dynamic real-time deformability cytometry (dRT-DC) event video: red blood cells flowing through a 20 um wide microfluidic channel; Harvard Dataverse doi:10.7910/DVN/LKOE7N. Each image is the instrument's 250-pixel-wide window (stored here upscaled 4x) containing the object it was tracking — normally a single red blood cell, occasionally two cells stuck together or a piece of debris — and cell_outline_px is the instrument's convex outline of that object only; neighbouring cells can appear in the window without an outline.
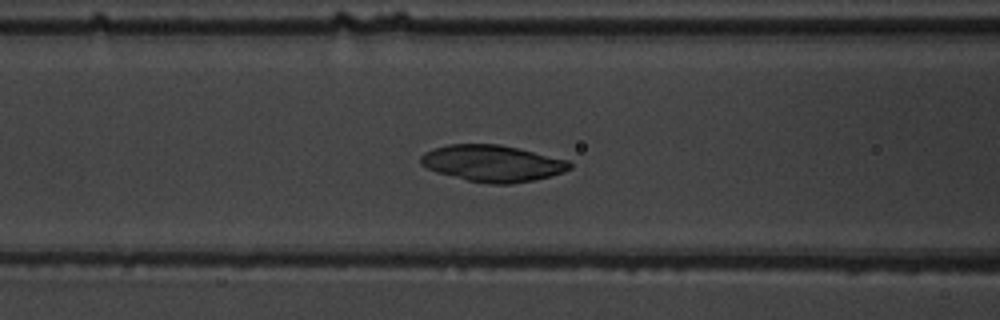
{"species": "common noctule bat (a hibernating species)", "species_latin": "Nyctalus noctula", "temperature_condition": "warm", "stored_images_in_passage": 55, "camera_frame_rate_fps": 3000, "um_per_image_px": 0.085, "animal": {"sex": "male", "body_mass_g": 19.5, "forearm_length_mm": 54.6}, "frame": {"image": 1, "passage_image": 24, "time_ms": 7.667, "image_size_px": [1000, 320], "cell_outline_px": [[572, 168], [564, 172], [552, 176], [512, 184], [492, 184], [468, 180], [436, 172], [420, 164], [420, 156], [424, 152], [432, 148], [448, 144], [500, 144], [568, 160], [572, 164]], "centroid_in_image_um": [41.85, 13.88], "position_along_channel_um": 124.7, "area_um2": 31.73}}
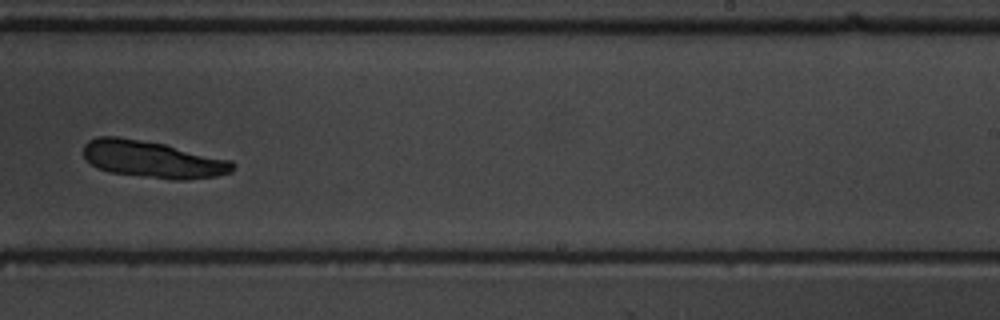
{"frame": {"image": 2, "passage_image": 36, "time_ms": 11.667, "image_size_px": [1000, 320], "cell_outline_px": [[236, 164], [232, 172], [216, 176], [188, 180], [172, 180], [108, 172], [96, 168], [84, 160], [84, 144], [88, 140], [96, 136], [116, 136], [164, 144], [232, 160]], "centroid_in_image_um": [12.96, 13.55], "position_along_channel_um": 276.0, "area_um2": 32.48}}
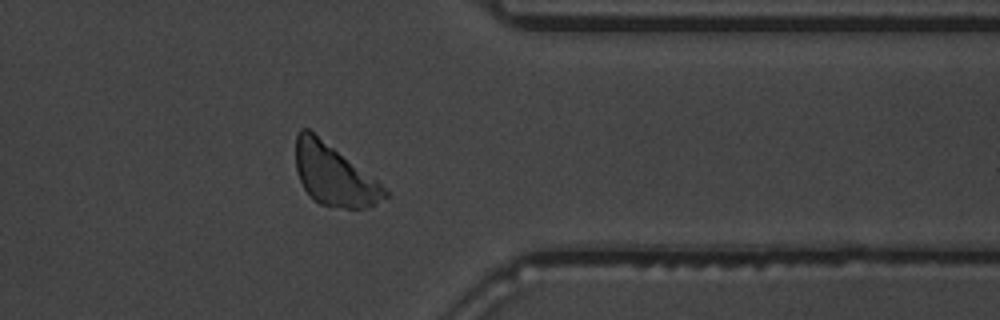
{"frame": {"image": 3, "passage_image": 45, "time_ms": 14.667, "image_size_px": [1000, 320], "cell_outline_px": [[392, 196], [368, 208], [344, 208], [320, 204], [312, 200], [304, 188], [296, 172], [296, 136], [300, 128], [308, 128], [376, 180]], "centroid_in_image_um": [28.38, 14.9], "position_along_channel_um": 383.0, "area_um2": 31.5}}